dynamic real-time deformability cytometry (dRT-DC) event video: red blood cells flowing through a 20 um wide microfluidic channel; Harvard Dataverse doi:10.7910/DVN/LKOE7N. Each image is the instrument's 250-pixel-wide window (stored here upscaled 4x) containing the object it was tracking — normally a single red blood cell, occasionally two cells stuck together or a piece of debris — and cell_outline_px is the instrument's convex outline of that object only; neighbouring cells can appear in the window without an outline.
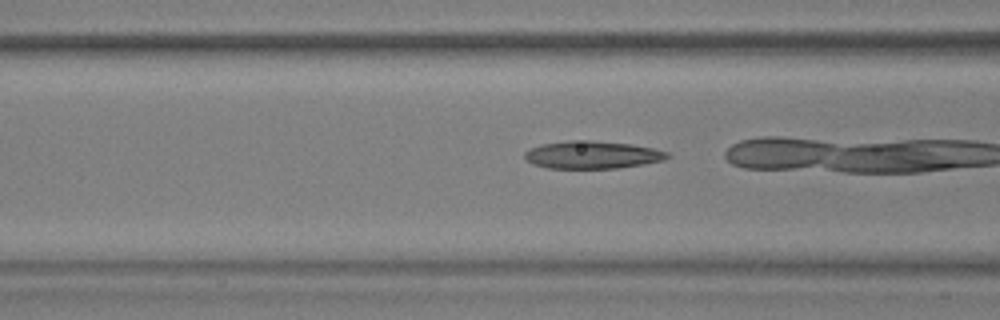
{"species": "common noctule bat (a hibernating species)", "species_latin": "Nyctalus noctula", "temperature_condition": "warm", "stored_images_in_passage": 7, "camera_frame_rate_fps": 3000, "um_per_image_px": 0.085, "animal": {"sex": "male", "body_mass_g": 17.9, "forearm_length_mm": 54.2}, "frame": {"image": 1, "passage_image": 3, "time_ms": 0.667, "image_size_px": [1000, 320], "cell_outline_px": [[672, 156], [664, 160], [644, 164], [616, 168], [548, 168], [532, 164], [524, 156], [524, 152], [540, 144], [568, 140], [592, 140], [632, 144], [652, 148], [668, 152]], "centroid_in_image_um": [50.36, 13.15], "position_along_channel_um": 116.2, "area_um2": 23.06}}